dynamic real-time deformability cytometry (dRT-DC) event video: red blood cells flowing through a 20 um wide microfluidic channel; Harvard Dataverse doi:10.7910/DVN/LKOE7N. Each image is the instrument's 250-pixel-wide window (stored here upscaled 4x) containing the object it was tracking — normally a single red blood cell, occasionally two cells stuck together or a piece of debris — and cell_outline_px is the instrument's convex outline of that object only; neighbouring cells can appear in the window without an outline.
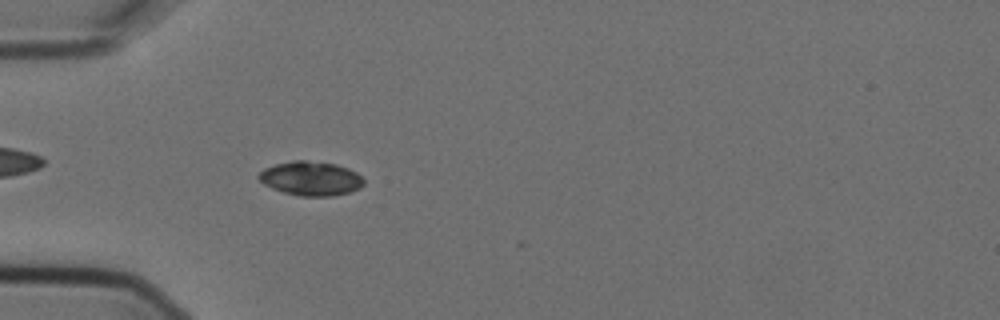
{"species": "Egyptian fruit bat (a non-hibernating species)", "species_latin": "Rousettus aegyptiacus", "temperature_condition": "cold", "stored_images_in_passage": 5, "camera_frame_rate_fps": 3000, "um_per_image_px": 0.085, "animal": {"sex": "female"}, "frame": {"image": 1, "passage_image": 5, "time_ms": 1.333, "image_size_px": [1000, 320], "cell_outline_px": [[364, 184], [360, 188], [348, 192], [332, 196], [300, 196], [284, 192], [272, 188], [264, 184], [256, 176], [264, 168], [276, 164], [292, 160], [304, 160], [336, 164], [348, 168], [356, 172], [364, 180]], "centroid_in_image_um": [26.41, 15.16], "position_along_channel_um": 58.6, "area_um2": 20.87}}